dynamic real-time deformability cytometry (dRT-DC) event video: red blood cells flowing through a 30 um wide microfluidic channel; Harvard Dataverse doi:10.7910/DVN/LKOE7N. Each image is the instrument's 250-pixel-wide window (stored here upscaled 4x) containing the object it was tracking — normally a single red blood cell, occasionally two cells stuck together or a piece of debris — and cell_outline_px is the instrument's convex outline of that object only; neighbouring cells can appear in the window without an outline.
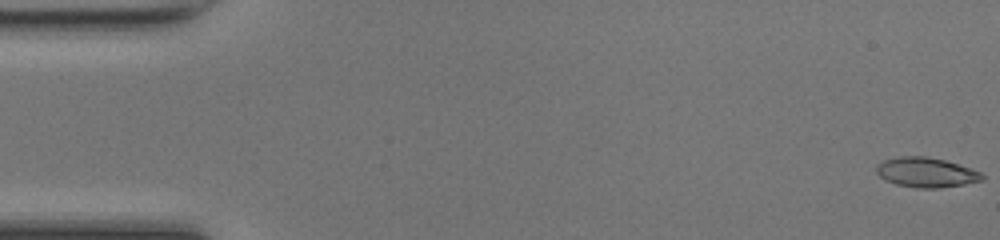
{"species": "common noctule bat (a hibernating species)", "species_latin": "Nyctalus noctula", "temperature_condition": "room temperature", "stored_images_in_passage": 49, "camera_frame_rate_fps": 3000, "um_per_image_px": 0.085, "animal": {"sex": "female", "body_mass_g": 17.0, "forearm_length_mm": 48.0}, "frame": {"image": 1, "passage_image": 1, "time_ms": 0.0, "image_size_px": [1000, 240], "cell_outline_px": [[984, 180], [964, 184], [940, 188], [916, 188], [896, 184], [884, 180], [876, 172], [876, 164], [884, 160], [900, 156], [924, 156], [944, 160], [980, 172], [984, 176]], "centroid_in_image_um": [78.68, 14.66], "position_along_channel_um": 6.3, "area_um2": 18.26}}
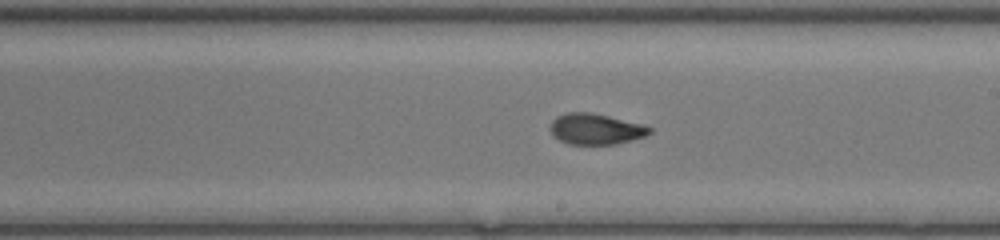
{"frame": {"image": 2, "passage_image": 28, "time_ms": 9.0, "image_size_px": [1000, 240], "cell_outline_px": [[652, 132], [644, 136], [632, 140], [616, 144], [568, 144], [552, 136], [552, 120], [556, 116], [568, 112], [588, 112], [608, 116], [644, 124], [652, 128]], "centroid_in_image_um": [50.65, 10.97], "position_along_channel_um": 238.3, "area_um2": 17.8}}
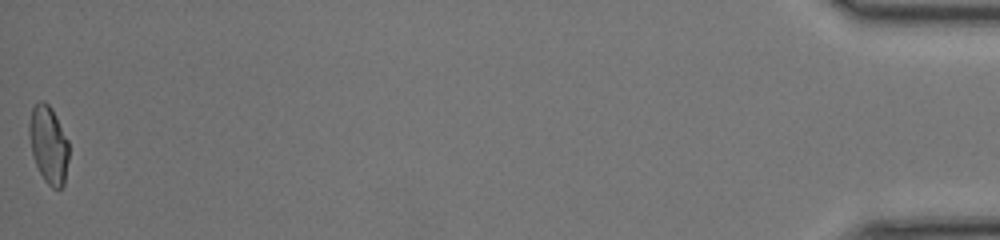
{"frame": {"image": 3, "passage_image": 49, "time_ms": 16.0, "image_size_px": [1000, 240], "cell_outline_px": [[68, 160], [64, 184], [60, 188], [52, 188], [44, 180], [36, 164], [32, 152], [28, 132], [28, 124], [32, 108], [40, 100], [44, 100], [52, 108], [68, 140]], "centroid_in_image_um": [4.12, 12.27], "position_along_channel_um": 431.1, "area_um2": 17.86}, "authors_computed_cell_mechanics": {"area_um2": 17.918, "velocity_mm_per_s": 4.2929, "shape_relaxation_time_tau1_ms": 5.514, "shape_relaxation_time_tau2_ms": 1.1184, "deformation_change_tau1": 0.1975, "deformation_change_tau2": 0.0682}}